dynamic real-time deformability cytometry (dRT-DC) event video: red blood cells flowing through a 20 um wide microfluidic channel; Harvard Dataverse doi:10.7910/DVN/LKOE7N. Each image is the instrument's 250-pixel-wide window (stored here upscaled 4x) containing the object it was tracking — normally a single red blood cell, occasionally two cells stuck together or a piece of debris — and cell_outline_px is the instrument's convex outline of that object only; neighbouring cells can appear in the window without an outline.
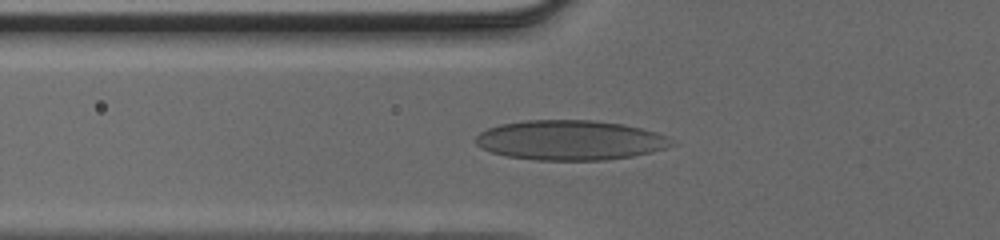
{"species": "human", "species_latin": "Homo sapiens", "temperature_condition": "cold", "stored_images_in_passage": 46, "camera_frame_rate_fps": 3000, "um_per_image_px": 0.085, "donor": {"sex": "male"}, "frame": {"image": 1, "passage_image": 17, "time_ms": 5.333, "image_size_px": [1000, 240], "cell_outline_px": [[676, 144], [652, 152], [632, 156], [604, 160], [536, 160], [508, 156], [492, 152], [476, 144], [476, 136], [480, 132], [488, 128], [500, 124], [528, 120], [592, 120], [624, 124], [656, 132], [668, 136]], "centroid_in_image_um": [48.49, 11.91], "position_along_channel_um": 77.3, "area_um2": 45.37}}
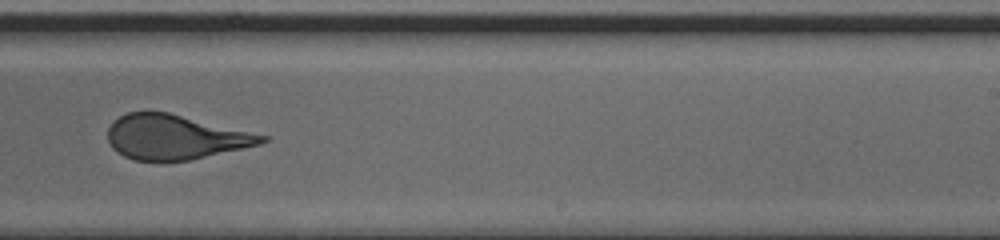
{"frame": {"image": 2, "passage_image": 30, "time_ms": 9.667, "image_size_px": [1000, 240], "cell_outline_px": [[268, 140], [260, 144], [188, 160], [136, 160], [124, 156], [116, 152], [112, 148], [108, 140], [108, 128], [120, 116], [128, 112], [168, 112], [268, 136]], "centroid_in_image_um": [14.86, 11.65], "position_along_channel_um": 274.1, "area_um2": 39.36}}
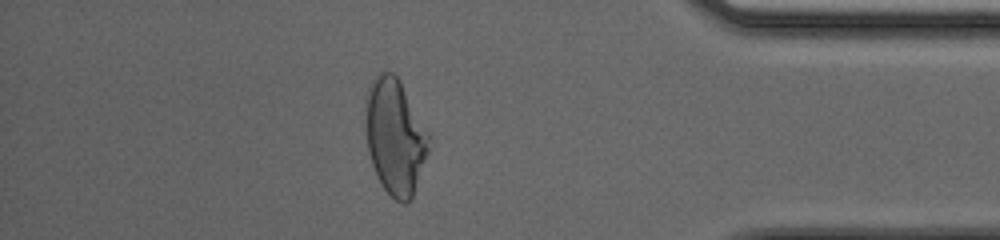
{"frame": {"image": 3, "passage_image": 40, "time_ms": 13.0, "image_size_px": [1000, 240], "cell_outline_px": [[432, 140], [412, 200], [404, 204], [396, 200], [380, 184], [372, 164], [368, 152], [364, 128], [364, 100], [368, 88], [372, 80], [380, 72], [392, 72], [400, 80], [432, 136]], "centroid_in_image_um": [33.58, 11.6], "position_along_channel_um": 401.6, "area_um2": 43.64}}